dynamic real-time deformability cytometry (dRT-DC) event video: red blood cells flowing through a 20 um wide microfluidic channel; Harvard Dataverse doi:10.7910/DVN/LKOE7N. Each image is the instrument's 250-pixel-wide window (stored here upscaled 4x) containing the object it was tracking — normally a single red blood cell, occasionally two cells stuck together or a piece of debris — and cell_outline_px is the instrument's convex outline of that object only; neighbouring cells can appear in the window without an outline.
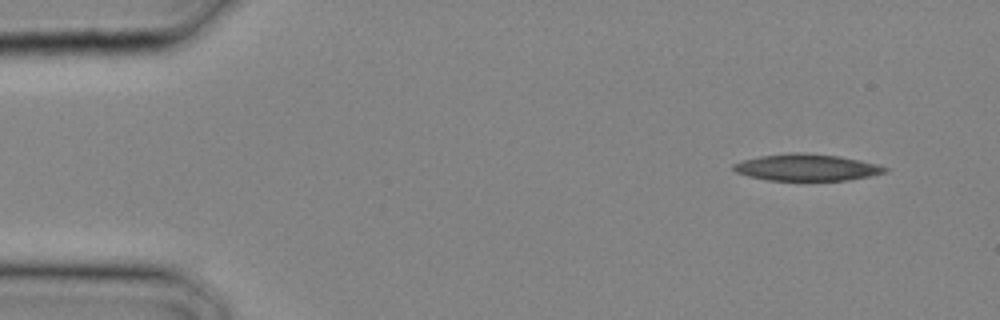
{"species": "common noctule bat (a hibernating species)", "species_latin": "Nyctalus noctula", "temperature_condition": "cold", "stored_images_in_passage": 7, "camera_frame_rate_fps": 3000, "um_per_image_px": 0.085, "animal": {"sex": "male", "body_mass_g": 20.4}, "frame": {"image": 1, "passage_image": 1, "time_ms": 0.0, "image_size_px": [1000, 320], "cell_outline_px": [[888, 172], [848, 180], [768, 180], [748, 176], [736, 172], [732, 168], [732, 164], [744, 160], [760, 156], [792, 152], [808, 152], [840, 156], [880, 164], [888, 168]], "centroid_in_image_um": [68.59, 14.22], "position_along_channel_um": 16.4, "area_um2": 23.7}}
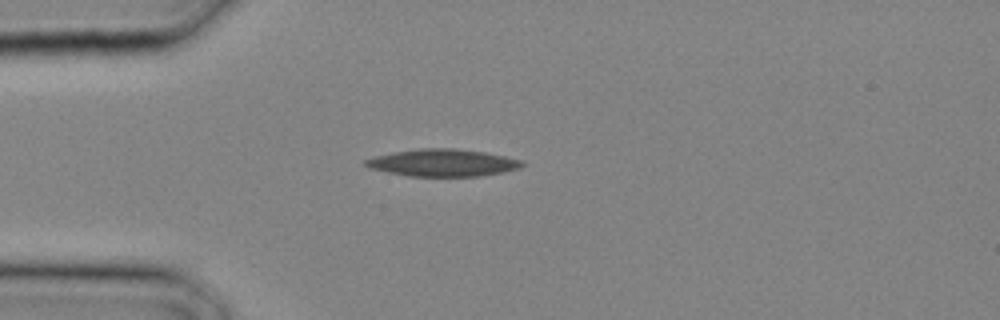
{"frame": {"image": 2, "passage_image": 6, "time_ms": 1.667, "image_size_px": [1000, 320], "cell_outline_px": [[524, 164], [520, 168], [504, 172], [480, 176], [408, 176], [368, 168], [364, 164], [364, 160], [376, 156], [392, 152], [420, 148], [452, 148], [488, 152], [524, 160]], "centroid_in_image_um": [37.67, 13.83], "position_along_channel_um": 47.3, "area_um2": 25.03}}